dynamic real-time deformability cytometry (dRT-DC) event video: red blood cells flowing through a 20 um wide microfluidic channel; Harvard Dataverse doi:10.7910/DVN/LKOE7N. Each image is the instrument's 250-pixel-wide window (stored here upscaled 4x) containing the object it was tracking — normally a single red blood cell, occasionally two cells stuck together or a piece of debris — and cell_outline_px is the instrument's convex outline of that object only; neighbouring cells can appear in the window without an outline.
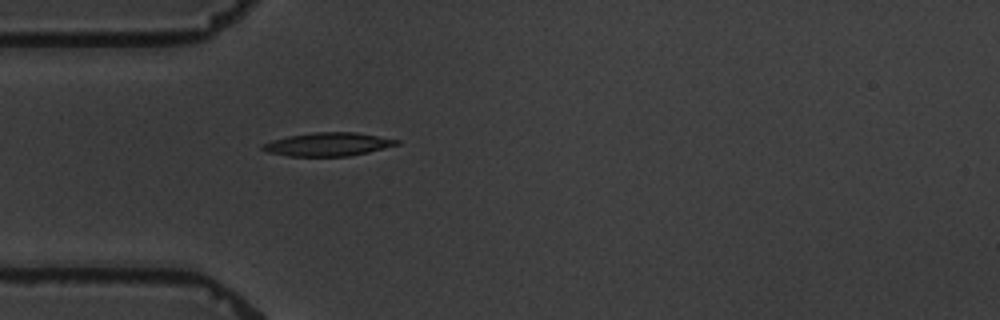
{"species": "common noctule bat (a hibernating species)", "species_latin": "Nyctalus noctula", "temperature_condition": "warm", "stored_images_in_passage": 1, "camera_frame_rate_fps": 3000, "um_per_image_px": 0.085, "animal": {"sex": "male", "body_mass_g": 19.5, "forearm_length_mm": 54.6}, "frame": {"image": 1, "passage_image": 1, "time_ms": 0.0, "image_size_px": [1000, 320], "cell_outline_px": [[400, 144], [368, 152], [348, 156], [288, 156], [268, 152], [260, 148], [260, 144], [272, 140], [288, 136], [316, 132], [356, 132], [400, 140]], "centroid_in_image_um": [27.86, 12.26], "position_along_channel_um": 57.1, "area_um2": 18.26}}